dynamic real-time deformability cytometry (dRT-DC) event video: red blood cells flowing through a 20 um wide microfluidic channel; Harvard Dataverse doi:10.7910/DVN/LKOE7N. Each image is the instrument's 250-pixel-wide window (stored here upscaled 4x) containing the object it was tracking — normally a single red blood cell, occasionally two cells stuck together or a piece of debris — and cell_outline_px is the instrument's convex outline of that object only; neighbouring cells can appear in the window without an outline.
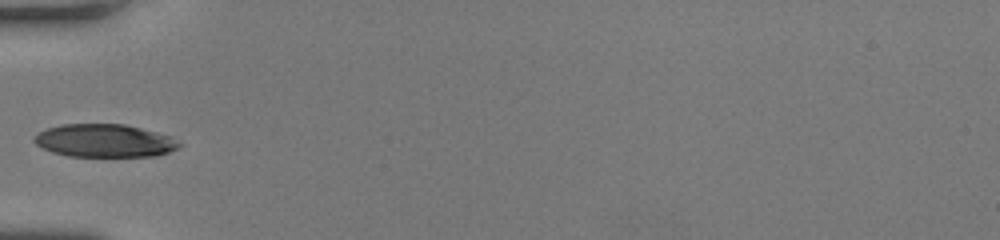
{"species": "human", "species_latin": "Homo sapiens", "temperature_condition": "room temperature", "stored_images_in_passage": 32, "camera_frame_rate_fps": 3000, "um_per_image_px": 0.085, "donor": {"sex": "female"}, "frame": {"image": 1, "passage_image": 1, "time_ms": 0.0, "image_size_px": [1000, 240], "cell_outline_px": [[184, 144], [168, 152], [156, 156], [68, 156], [52, 152], [36, 144], [32, 140], [40, 132], [48, 128], [64, 124], [124, 124], [172, 136]], "centroid_in_image_um": [8.92, 11.96], "position_along_channel_um": 76.1, "area_um2": 27.74}}
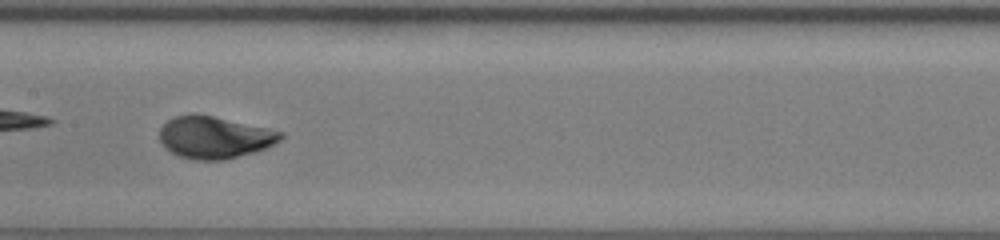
{"frame": {"image": 2, "passage_image": 9, "time_ms": 2.667, "image_size_px": [1000, 240], "cell_outline_px": [[284, 136], [280, 140], [264, 148], [252, 152], [224, 160], [192, 160], [180, 156], [164, 148], [160, 140], [160, 128], [168, 120], [176, 116], [212, 116], [268, 128], [284, 132]], "centroid_in_image_um": [18.23, 11.7], "position_along_channel_um": 189.2, "area_um2": 29.07}}
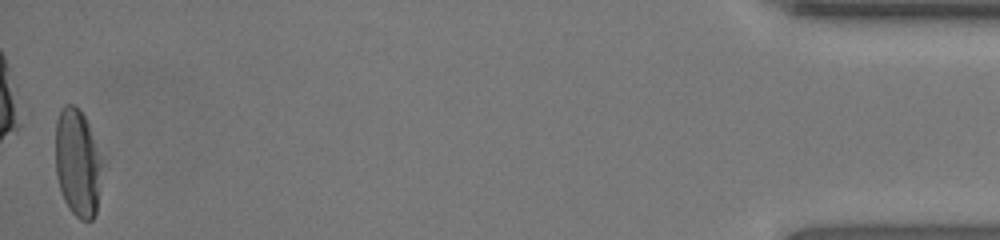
{"frame": {"image": 3, "passage_image": 32, "time_ms": 10.333, "image_size_px": [1000, 240], "cell_outline_px": [[100, 168], [96, 212], [92, 220], [80, 220], [68, 208], [60, 192], [56, 176], [56, 120], [60, 108], [64, 104], [72, 104], [80, 108], [88, 124], [100, 160]], "centroid_in_image_um": [6.53, 13.83], "position_along_channel_um": 428.7, "area_um2": 28.73}, "authors_computed_cell_mechanics": {"area_um2": 29.478, "velocity_mm_per_s": 4.242, "shape_relaxation_time_tau1_ms": 2.6936, "shape_relaxation_time_tau2_ms": null, "deformation_change_tau1": 0.1644, "deformation_change_tau2": null}}